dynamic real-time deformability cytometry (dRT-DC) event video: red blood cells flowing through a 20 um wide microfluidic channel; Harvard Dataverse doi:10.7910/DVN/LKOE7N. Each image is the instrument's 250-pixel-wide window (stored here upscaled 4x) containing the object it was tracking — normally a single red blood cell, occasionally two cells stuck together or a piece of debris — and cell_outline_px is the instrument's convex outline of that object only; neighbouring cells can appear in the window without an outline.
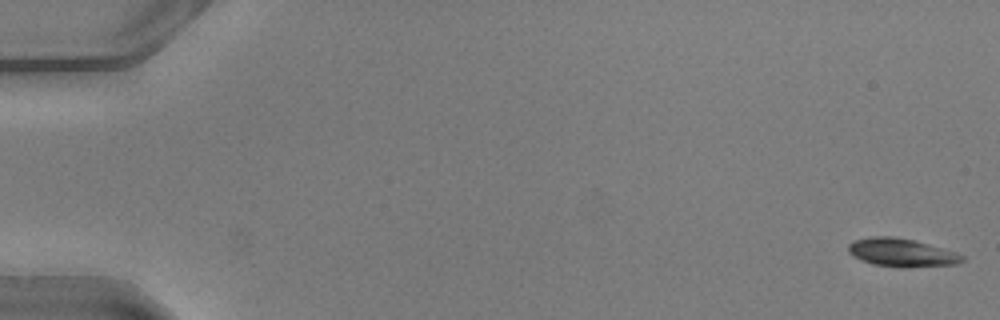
{"species": "common noctule bat (a hibernating species)", "species_latin": "Nyctalus noctula", "temperature_condition": "warm", "stored_images_in_passage": 50, "camera_frame_rate_fps": 3000, "um_per_image_px": 0.085, "animal": {"sex": "male", "body_mass_g": 20.5, "forearm_length_mm": 52.5}, "frame": {"image": 1, "passage_image": 1, "time_ms": 0.0, "image_size_px": [1000, 320], "cell_outline_px": [[964, 260], [956, 264], [908, 268], [900, 268], [872, 264], [860, 260], [852, 256], [848, 252], [848, 244], [852, 240], [872, 236], [892, 236], [912, 240], [928, 244], [956, 252], [964, 256]], "centroid_in_image_um": [76.59, 21.48], "position_along_channel_um": 8.4, "area_um2": 18.96}}
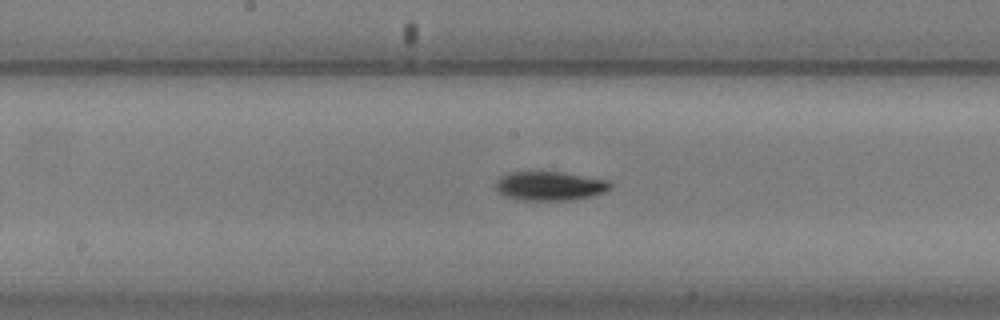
{"frame": {"image": 2, "passage_image": 27, "time_ms": 8.667, "image_size_px": [1000, 320], "cell_outline_px": [[612, 188], [608, 192], [592, 196], [572, 200], [524, 200], [504, 196], [496, 188], [496, 180], [500, 176], [508, 172], [560, 172], [612, 180]], "centroid_in_image_um": [46.81, 15.8], "position_along_channel_um": 201.4, "area_um2": 19.65}}
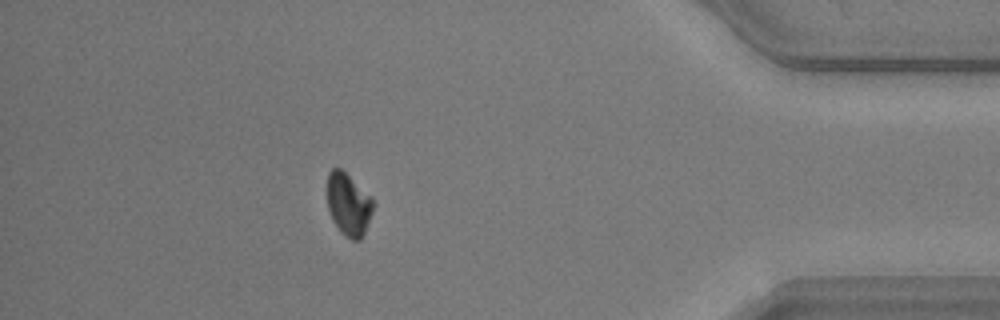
{"frame": {"image": 3, "passage_image": 45, "time_ms": 14.667, "image_size_px": [1000, 320], "cell_outline_px": [[376, 204], [364, 232], [360, 240], [352, 240], [344, 236], [340, 232], [332, 220], [328, 208], [328, 172], [332, 168], [340, 168], [372, 196]], "centroid_in_image_um": [29.64, 17.38], "position_along_channel_um": 405.6, "area_um2": 16.88}, "authors_computed_cell_mechanics": {"area_um2": 18.5538, "velocity_mm_per_s": 4.0721, "shape_relaxation_time_tau1_ms": 2.9802, "shape_relaxation_time_tau2_ms": null, "deformation_change_tau1": 0.1061, "deformation_change_tau2": null}}